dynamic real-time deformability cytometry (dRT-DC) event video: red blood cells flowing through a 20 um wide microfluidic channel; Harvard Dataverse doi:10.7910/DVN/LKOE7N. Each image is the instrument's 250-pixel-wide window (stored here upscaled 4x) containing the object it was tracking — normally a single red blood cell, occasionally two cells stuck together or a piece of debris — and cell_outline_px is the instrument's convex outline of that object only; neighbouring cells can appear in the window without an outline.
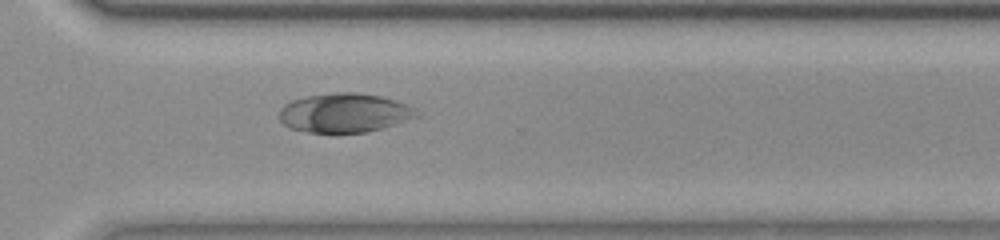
{"species": "common noctule bat (a hibernating species)", "species_latin": "Nyctalus noctula", "temperature_condition": "room temperature", "stored_images_in_passage": 53, "camera_frame_rate_fps": 3000, "um_per_image_px": 0.085, "animal": {"sex": "female", "body_mass_g": 23.0, "forearm_length_mm": 53.4}, "frame": {"image": 1, "passage_image": 38, "time_ms": 12.333, "image_size_px": [1000, 240], "cell_outline_px": [[420, 116], [396, 124], [368, 132], [336, 136], [332, 136], [308, 132], [292, 128], [284, 124], [280, 120], [280, 108], [284, 104], [292, 100], [308, 96], [332, 92], [356, 92], [380, 96], [396, 100], [408, 104], [416, 108], [420, 112]], "centroid_in_image_um": [29.31, 9.63], "position_along_channel_um": 341.3, "area_um2": 32.37}}
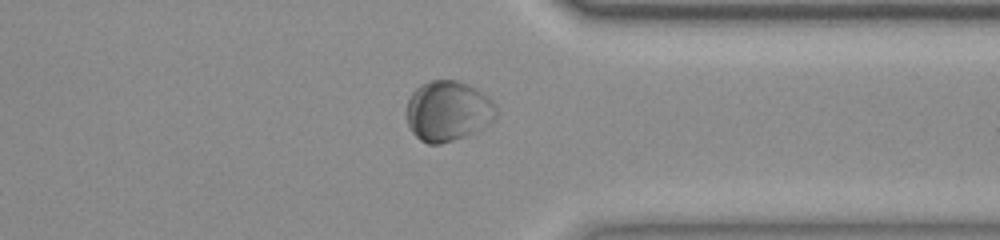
{"frame": {"image": 2, "passage_image": 41, "time_ms": 13.333, "image_size_px": [1000, 240], "cell_outline_px": [[496, 120], [476, 132], [440, 144], [428, 144], [420, 140], [412, 132], [408, 124], [408, 100], [412, 92], [420, 84], [428, 80], [460, 80], [476, 88], [488, 96], [496, 104]], "centroid_in_image_um": [38.11, 9.42], "position_along_channel_um": 373.3, "area_um2": 31.79}}